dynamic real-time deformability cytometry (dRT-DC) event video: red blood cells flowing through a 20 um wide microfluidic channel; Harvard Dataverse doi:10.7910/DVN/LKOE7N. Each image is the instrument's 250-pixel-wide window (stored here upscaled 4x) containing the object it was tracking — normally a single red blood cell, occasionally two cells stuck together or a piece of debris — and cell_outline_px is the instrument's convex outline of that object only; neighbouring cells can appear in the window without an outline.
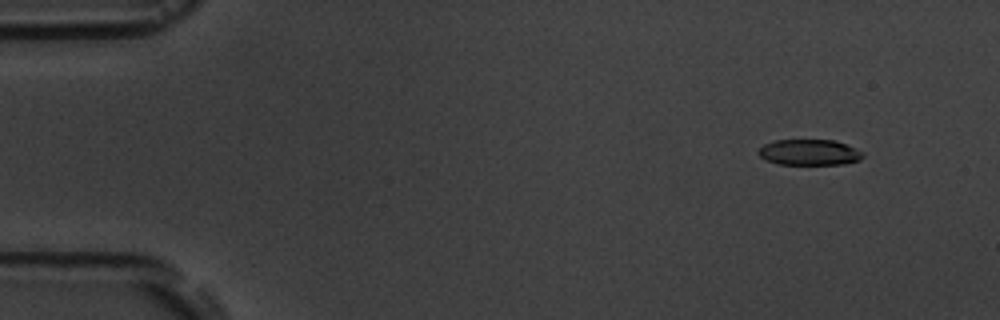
{"species": "common noctule bat (a hibernating species)", "species_latin": "Nyctalus noctula", "temperature_condition": "room temperature", "stored_images_in_passage": 5, "camera_frame_rate_fps": 3000, "um_per_image_px": 0.085, "animal": {"sex": "male", "body_mass_g": 19.5, "forearm_length_mm": 54.6}, "frame": {"image": 1, "passage_image": 2, "time_ms": 1.0, "image_size_px": [1000, 320], "cell_outline_px": [[864, 156], [860, 160], [844, 164], [780, 164], [764, 160], [756, 152], [764, 144], [776, 140], [832, 140], [844, 144], [864, 152]], "centroid_in_image_um": [68.77, 12.95], "position_along_channel_um": 16.2, "area_um2": 15.66}}
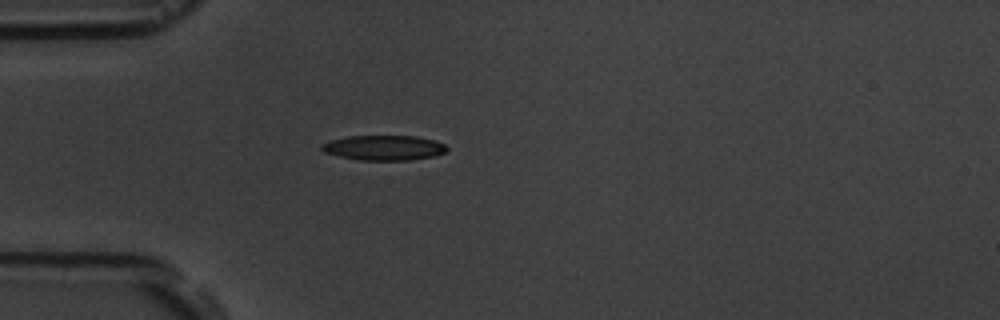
{"frame": {"image": 2, "passage_image": 5, "time_ms": 4.667, "image_size_px": [1000, 320], "cell_outline_px": [[448, 148], [444, 152], [436, 156], [408, 160], [360, 160], [340, 156], [324, 152], [320, 148], [320, 144], [332, 140], [348, 136], [416, 136], [432, 140], [444, 144]], "centroid_in_image_um": [32.62, 12.56], "position_along_channel_um": 52.4, "area_um2": 18.09}}